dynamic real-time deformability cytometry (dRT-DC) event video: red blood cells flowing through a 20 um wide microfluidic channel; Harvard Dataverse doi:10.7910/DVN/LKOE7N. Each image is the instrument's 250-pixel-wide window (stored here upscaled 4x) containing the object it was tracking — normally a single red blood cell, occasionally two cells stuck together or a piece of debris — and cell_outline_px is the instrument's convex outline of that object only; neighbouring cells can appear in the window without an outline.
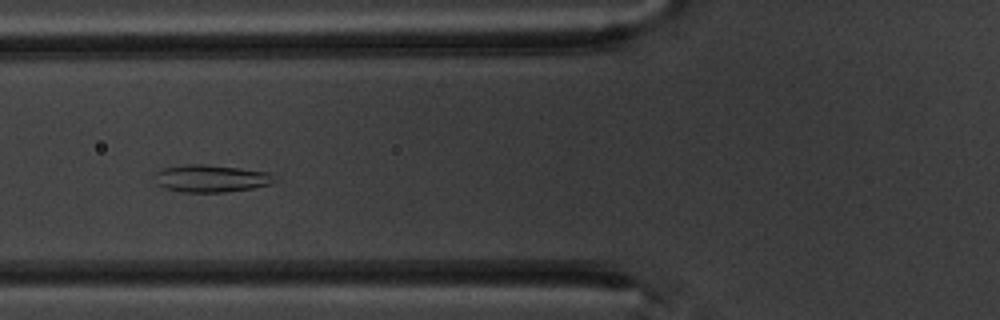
{"species": "common noctule bat (a hibernating species)", "species_latin": "Nyctalus noctula", "temperature_condition": "warm", "stored_images_in_passage": 5, "camera_frame_rate_fps": 3000, "um_per_image_px": 0.085, "animal": {"sex": "male", "body_mass_g": 20.1, "forearm_length_mm": 53.5}, "frame": {"image": 1, "passage_image": 5, "time_ms": 4.667, "image_size_px": [1000, 320], "cell_outline_px": [[276, 180], [272, 184], [252, 188], [228, 192], [180, 192], [164, 188], [160, 184], [156, 172], [164, 168], [188, 164], [204, 164], [240, 168], [268, 172]], "centroid_in_image_um": [17.99, 15.17], "position_along_channel_um": 107.8, "area_um2": 18.84}}